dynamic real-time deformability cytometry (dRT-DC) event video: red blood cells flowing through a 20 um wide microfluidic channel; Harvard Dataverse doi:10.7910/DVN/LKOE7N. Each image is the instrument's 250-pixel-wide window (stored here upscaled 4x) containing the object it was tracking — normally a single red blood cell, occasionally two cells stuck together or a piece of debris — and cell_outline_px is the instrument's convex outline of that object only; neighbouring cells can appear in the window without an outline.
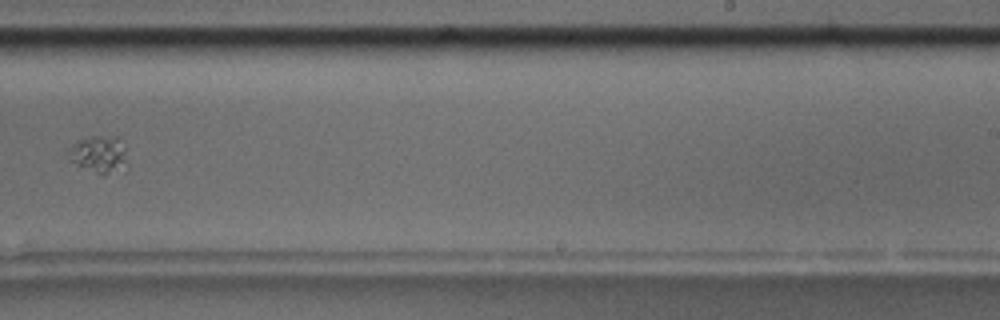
{"species": "common noctule bat (a hibernating species)", "species_latin": "Nyctalus noctula", "temperature_condition": "room temperature", "stored_images_in_passage": 17, "segment_of_instrument_passage": [2, 2], "camera_frame_rate_fps": 3000, "um_per_image_px": 0.085, "animal": {"sex": "male", "body_mass_g": 17.5, "forearm_length_mm": 52.3}, "frame": {"image": 1, "passage_image": 10, "time_ms": 11.333, "image_size_px": [1000, 320], "cell_outline_px": [[128, 168], [124, 172], [100, 176], [68, 160], [68, 148], [76, 140], [88, 136], [120, 136], [124, 148], [128, 164]], "centroid_in_image_um": [8.45, 13.15], "position_along_channel_um": 280.5, "area_um2": 13.58}}